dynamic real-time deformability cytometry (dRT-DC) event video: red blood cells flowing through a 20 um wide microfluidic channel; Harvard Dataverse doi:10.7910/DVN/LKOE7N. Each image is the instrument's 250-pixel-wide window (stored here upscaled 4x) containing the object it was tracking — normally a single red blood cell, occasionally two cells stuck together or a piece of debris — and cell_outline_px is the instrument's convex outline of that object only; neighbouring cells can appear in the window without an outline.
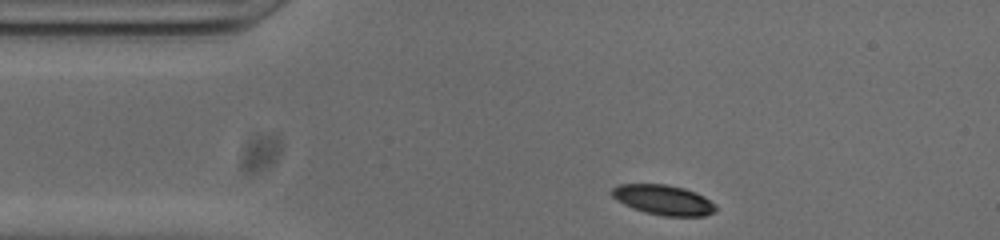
{"species": "common noctule bat (a hibernating species)", "species_latin": "Nyctalus noctula", "temperature_condition": "cold", "stored_images_in_passage": 45, "camera_frame_rate_fps": 3000, "um_per_image_px": 0.085, "animal": {"sex": "male", "body_mass_g": 20.0, "forearm_length_mm": 53.3}, "frame": {"image": 1, "passage_image": 1, "time_ms": 0.0, "image_size_px": [1000, 240], "cell_outline_px": [[716, 212], [704, 216], [664, 216], [644, 212], [632, 208], [616, 200], [608, 192], [612, 188], [620, 184], [664, 184], [684, 188], [696, 192], [704, 196], [716, 204]], "centroid_in_image_um": [56.39, 16.99], "position_along_channel_um": 28.6, "area_um2": 18.38}}
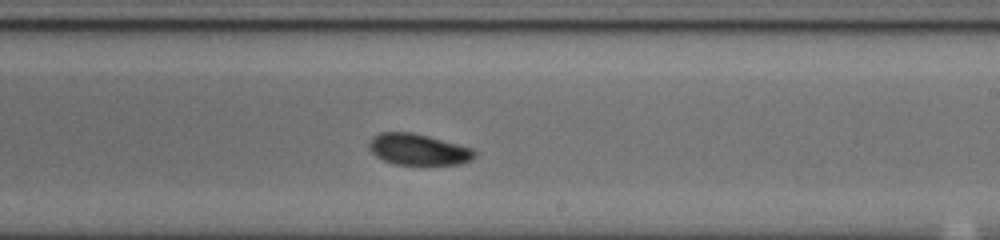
{"frame": {"image": 2, "passage_image": 22, "time_ms": 7.0, "image_size_px": [1000, 240], "cell_outline_px": [[476, 156], [472, 160], [460, 164], [392, 164], [376, 156], [368, 148], [368, 140], [372, 136], [380, 132], [412, 132], [428, 136], [472, 148], [476, 152]], "centroid_in_image_um": [35.52, 12.7], "position_along_channel_um": 253.5, "area_um2": 19.25}}
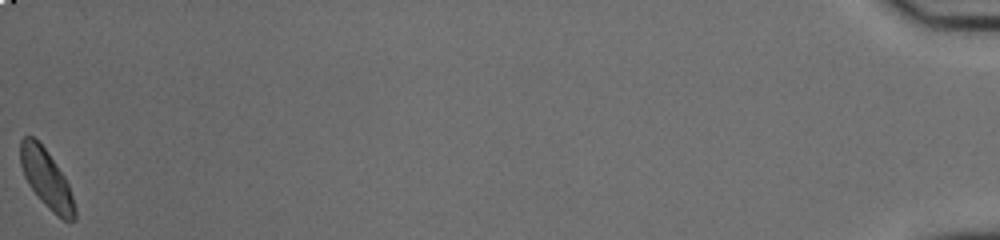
{"frame": {"image": 3, "passage_image": 45, "time_ms": 14.667, "image_size_px": [1000, 240], "cell_outline_px": [[76, 220], [64, 220], [52, 212], [44, 204], [28, 184], [24, 176], [20, 164], [20, 140], [24, 136], [32, 136], [48, 152], [64, 176], [68, 184], [76, 208]], "centroid_in_image_um": [3.94, 15.21], "position_along_channel_um": 431.3, "area_um2": 18.38}, "authors_computed_cell_mechanics": {"area_um2": 19.0162, "velocity_mm_per_s": 3.7943, "shape_relaxation_time_tau1_ms": 2.4736, "shape_relaxation_time_tau2_ms": null, "deformation_change_tau1": 0.081, "deformation_change_tau2": null}}